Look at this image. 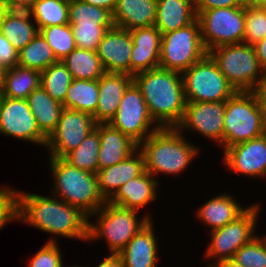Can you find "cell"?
Returning <instances> with one entry per match:
<instances>
[{"label":"cell","mask_w":266,"mask_h":267,"mask_svg":"<svg viewBox=\"0 0 266 267\" xmlns=\"http://www.w3.org/2000/svg\"><path fill=\"white\" fill-rule=\"evenodd\" d=\"M17 219L45 232L88 240V216L57 198L17 192Z\"/></svg>","instance_id":"cell-1"},{"label":"cell","mask_w":266,"mask_h":267,"mask_svg":"<svg viewBox=\"0 0 266 267\" xmlns=\"http://www.w3.org/2000/svg\"><path fill=\"white\" fill-rule=\"evenodd\" d=\"M180 74L158 67L133 76L151 118L160 128L176 127L183 117L187 102Z\"/></svg>","instance_id":"cell-2"},{"label":"cell","mask_w":266,"mask_h":267,"mask_svg":"<svg viewBox=\"0 0 266 267\" xmlns=\"http://www.w3.org/2000/svg\"><path fill=\"white\" fill-rule=\"evenodd\" d=\"M176 127L159 128L139 146L145 159V171L179 173L197 154V148L187 143Z\"/></svg>","instance_id":"cell-3"},{"label":"cell","mask_w":266,"mask_h":267,"mask_svg":"<svg viewBox=\"0 0 266 267\" xmlns=\"http://www.w3.org/2000/svg\"><path fill=\"white\" fill-rule=\"evenodd\" d=\"M55 177V193L61 200L78 207L88 217L96 213L107 201L98 189L97 174L72 166L64 158L51 157Z\"/></svg>","instance_id":"cell-4"},{"label":"cell","mask_w":266,"mask_h":267,"mask_svg":"<svg viewBox=\"0 0 266 267\" xmlns=\"http://www.w3.org/2000/svg\"><path fill=\"white\" fill-rule=\"evenodd\" d=\"M208 54L236 92L254 91L260 87L264 72L253 46L245 43L223 45L209 50Z\"/></svg>","instance_id":"cell-5"},{"label":"cell","mask_w":266,"mask_h":267,"mask_svg":"<svg viewBox=\"0 0 266 267\" xmlns=\"http://www.w3.org/2000/svg\"><path fill=\"white\" fill-rule=\"evenodd\" d=\"M263 134L261 112L255 93L235 92L226 100L223 119L224 148L258 138Z\"/></svg>","instance_id":"cell-6"},{"label":"cell","mask_w":266,"mask_h":267,"mask_svg":"<svg viewBox=\"0 0 266 267\" xmlns=\"http://www.w3.org/2000/svg\"><path fill=\"white\" fill-rule=\"evenodd\" d=\"M137 210L124 209L106 202L97 213L101 214L96 225L88 222V240L106 237L111 254H119L135 234L150 220L149 216L140 222ZM138 221V222H137Z\"/></svg>","instance_id":"cell-7"},{"label":"cell","mask_w":266,"mask_h":267,"mask_svg":"<svg viewBox=\"0 0 266 267\" xmlns=\"http://www.w3.org/2000/svg\"><path fill=\"white\" fill-rule=\"evenodd\" d=\"M181 74L186 102L226 101L236 92L208 53Z\"/></svg>","instance_id":"cell-8"},{"label":"cell","mask_w":266,"mask_h":267,"mask_svg":"<svg viewBox=\"0 0 266 267\" xmlns=\"http://www.w3.org/2000/svg\"><path fill=\"white\" fill-rule=\"evenodd\" d=\"M196 14L207 52L219 46L244 42L245 3L239 7H221Z\"/></svg>","instance_id":"cell-9"},{"label":"cell","mask_w":266,"mask_h":267,"mask_svg":"<svg viewBox=\"0 0 266 267\" xmlns=\"http://www.w3.org/2000/svg\"><path fill=\"white\" fill-rule=\"evenodd\" d=\"M207 53L196 19L186 27L162 34L159 67L182 73Z\"/></svg>","instance_id":"cell-10"},{"label":"cell","mask_w":266,"mask_h":267,"mask_svg":"<svg viewBox=\"0 0 266 267\" xmlns=\"http://www.w3.org/2000/svg\"><path fill=\"white\" fill-rule=\"evenodd\" d=\"M152 122L153 119L143 95L136 84L132 82L125 90L119 108L109 124L140 145L160 128L157 125L155 129H151Z\"/></svg>","instance_id":"cell-11"},{"label":"cell","mask_w":266,"mask_h":267,"mask_svg":"<svg viewBox=\"0 0 266 267\" xmlns=\"http://www.w3.org/2000/svg\"><path fill=\"white\" fill-rule=\"evenodd\" d=\"M96 125L93 115L64 108L55 130L47 138L50 157L64 158L84 141Z\"/></svg>","instance_id":"cell-12"},{"label":"cell","mask_w":266,"mask_h":267,"mask_svg":"<svg viewBox=\"0 0 266 267\" xmlns=\"http://www.w3.org/2000/svg\"><path fill=\"white\" fill-rule=\"evenodd\" d=\"M259 207L251 206L233 222L212 230V241L207 250V257L217 256L218 261L232 259L236 251L249 243L254 237Z\"/></svg>","instance_id":"cell-13"},{"label":"cell","mask_w":266,"mask_h":267,"mask_svg":"<svg viewBox=\"0 0 266 267\" xmlns=\"http://www.w3.org/2000/svg\"><path fill=\"white\" fill-rule=\"evenodd\" d=\"M0 133L43 144L47 137L40 131L27 100L2 96L0 101Z\"/></svg>","instance_id":"cell-14"},{"label":"cell","mask_w":266,"mask_h":267,"mask_svg":"<svg viewBox=\"0 0 266 267\" xmlns=\"http://www.w3.org/2000/svg\"><path fill=\"white\" fill-rule=\"evenodd\" d=\"M226 101L187 102L177 129L192 128L223 144V119Z\"/></svg>","instance_id":"cell-15"},{"label":"cell","mask_w":266,"mask_h":267,"mask_svg":"<svg viewBox=\"0 0 266 267\" xmlns=\"http://www.w3.org/2000/svg\"><path fill=\"white\" fill-rule=\"evenodd\" d=\"M132 46L129 30L114 25L109 28L96 50L105 72L130 75Z\"/></svg>","instance_id":"cell-16"},{"label":"cell","mask_w":266,"mask_h":267,"mask_svg":"<svg viewBox=\"0 0 266 267\" xmlns=\"http://www.w3.org/2000/svg\"><path fill=\"white\" fill-rule=\"evenodd\" d=\"M224 160L231 170L266 176V134L226 148Z\"/></svg>","instance_id":"cell-17"},{"label":"cell","mask_w":266,"mask_h":267,"mask_svg":"<svg viewBox=\"0 0 266 267\" xmlns=\"http://www.w3.org/2000/svg\"><path fill=\"white\" fill-rule=\"evenodd\" d=\"M133 40L130 75L159 67L161 32L153 25L130 31Z\"/></svg>","instance_id":"cell-18"},{"label":"cell","mask_w":266,"mask_h":267,"mask_svg":"<svg viewBox=\"0 0 266 267\" xmlns=\"http://www.w3.org/2000/svg\"><path fill=\"white\" fill-rule=\"evenodd\" d=\"M133 82V76L125 73H104L98 79V106L93 114L97 124L109 123L115 116L125 90Z\"/></svg>","instance_id":"cell-19"},{"label":"cell","mask_w":266,"mask_h":267,"mask_svg":"<svg viewBox=\"0 0 266 267\" xmlns=\"http://www.w3.org/2000/svg\"><path fill=\"white\" fill-rule=\"evenodd\" d=\"M99 131L100 150L98 153V169L116 165L128 159L139 149V145L109 123H99L95 127Z\"/></svg>","instance_id":"cell-20"},{"label":"cell","mask_w":266,"mask_h":267,"mask_svg":"<svg viewBox=\"0 0 266 267\" xmlns=\"http://www.w3.org/2000/svg\"><path fill=\"white\" fill-rule=\"evenodd\" d=\"M145 171V159L141 151L135 158L133 154L126 160L100 169L97 172L98 189L103 198L108 201L117 190Z\"/></svg>","instance_id":"cell-21"},{"label":"cell","mask_w":266,"mask_h":267,"mask_svg":"<svg viewBox=\"0 0 266 267\" xmlns=\"http://www.w3.org/2000/svg\"><path fill=\"white\" fill-rule=\"evenodd\" d=\"M157 0H116L112 12L114 26L133 30L155 24Z\"/></svg>","instance_id":"cell-22"},{"label":"cell","mask_w":266,"mask_h":267,"mask_svg":"<svg viewBox=\"0 0 266 267\" xmlns=\"http://www.w3.org/2000/svg\"><path fill=\"white\" fill-rule=\"evenodd\" d=\"M157 181L144 171L140 176L130 179L122 185L107 201L124 209L137 210L156 198Z\"/></svg>","instance_id":"cell-23"},{"label":"cell","mask_w":266,"mask_h":267,"mask_svg":"<svg viewBox=\"0 0 266 267\" xmlns=\"http://www.w3.org/2000/svg\"><path fill=\"white\" fill-rule=\"evenodd\" d=\"M151 220L143 226L118 254L124 267H154L157 243Z\"/></svg>","instance_id":"cell-24"},{"label":"cell","mask_w":266,"mask_h":267,"mask_svg":"<svg viewBox=\"0 0 266 267\" xmlns=\"http://www.w3.org/2000/svg\"><path fill=\"white\" fill-rule=\"evenodd\" d=\"M196 19L194 0H157L154 26L161 34L186 27Z\"/></svg>","instance_id":"cell-25"},{"label":"cell","mask_w":266,"mask_h":267,"mask_svg":"<svg viewBox=\"0 0 266 267\" xmlns=\"http://www.w3.org/2000/svg\"><path fill=\"white\" fill-rule=\"evenodd\" d=\"M26 100L40 131L48 138L57 126L63 104L54 100L41 85Z\"/></svg>","instance_id":"cell-26"},{"label":"cell","mask_w":266,"mask_h":267,"mask_svg":"<svg viewBox=\"0 0 266 267\" xmlns=\"http://www.w3.org/2000/svg\"><path fill=\"white\" fill-rule=\"evenodd\" d=\"M246 210L247 208H241L231 196L220 195L210 199L197 212L199 218L215 230L233 222Z\"/></svg>","instance_id":"cell-27"},{"label":"cell","mask_w":266,"mask_h":267,"mask_svg":"<svg viewBox=\"0 0 266 267\" xmlns=\"http://www.w3.org/2000/svg\"><path fill=\"white\" fill-rule=\"evenodd\" d=\"M29 11L10 10L2 23L0 32L19 52L22 50L38 33V28L31 23Z\"/></svg>","instance_id":"cell-28"},{"label":"cell","mask_w":266,"mask_h":267,"mask_svg":"<svg viewBox=\"0 0 266 267\" xmlns=\"http://www.w3.org/2000/svg\"><path fill=\"white\" fill-rule=\"evenodd\" d=\"M40 80V71L16 65L7 70L1 94L12 99L26 100L40 86Z\"/></svg>","instance_id":"cell-29"},{"label":"cell","mask_w":266,"mask_h":267,"mask_svg":"<svg viewBox=\"0 0 266 267\" xmlns=\"http://www.w3.org/2000/svg\"><path fill=\"white\" fill-rule=\"evenodd\" d=\"M98 99V80L72 79L63 107L93 115L98 106Z\"/></svg>","instance_id":"cell-30"},{"label":"cell","mask_w":266,"mask_h":267,"mask_svg":"<svg viewBox=\"0 0 266 267\" xmlns=\"http://www.w3.org/2000/svg\"><path fill=\"white\" fill-rule=\"evenodd\" d=\"M71 73L72 79L98 80L105 70L97 53L75 48L61 61Z\"/></svg>","instance_id":"cell-31"},{"label":"cell","mask_w":266,"mask_h":267,"mask_svg":"<svg viewBox=\"0 0 266 267\" xmlns=\"http://www.w3.org/2000/svg\"><path fill=\"white\" fill-rule=\"evenodd\" d=\"M58 62L52 48L38 33L22 50L18 52V65L40 72Z\"/></svg>","instance_id":"cell-32"},{"label":"cell","mask_w":266,"mask_h":267,"mask_svg":"<svg viewBox=\"0 0 266 267\" xmlns=\"http://www.w3.org/2000/svg\"><path fill=\"white\" fill-rule=\"evenodd\" d=\"M68 16L71 26H113L112 14L108 10L83 0H69Z\"/></svg>","instance_id":"cell-33"},{"label":"cell","mask_w":266,"mask_h":267,"mask_svg":"<svg viewBox=\"0 0 266 267\" xmlns=\"http://www.w3.org/2000/svg\"><path fill=\"white\" fill-rule=\"evenodd\" d=\"M68 5L69 0H37L28 11L39 30L49 26L68 24Z\"/></svg>","instance_id":"cell-34"},{"label":"cell","mask_w":266,"mask_h":267,"mask_svg":"<svg viewBox=\"0 0 266 267\" xmlns=\"http://www.w3.org/2000/svg\"><path fill=\"white\" fill-rule=\"evenodd\" d=\"M100 150L99 131L93 129L84 139V141L74 150L69 152L64 159L84 171L94 174L98 172V153Z\"/></svg>","instance_id":"cell-35"},{"label":"cell","mask_w":266,"mask_h":267,"mask_svg":"<svg viewBox=\"0 0 266 267\" xmlns=\"http://www.w3.org/2000/svg\"><path fill=\"white\" fill-rule=\"evenodd\" d=\"M72 82L67 67L58 61L41 72L40 85L56 101L64 103L68 87Z\"/></svg>","instance_id":"cell-36"},{"label":"cell","mask_w":266,"mask_h":267,"mask_svg":"<svg viewBox=\"0 0 266 267\" xmlns=\"http://www.w3.org/2000/svg\"><path fill=\"white\" fill-rule=\"evenodd\" d=\"M39 33L52 48L58 61H62L77 48L71 25H54L39 29Z\"/></svg>","instance_id":"cell-37"},{"label":"cell","mask_w":266,"mask_h":267,"mask_svg":"<svg viewBox=\"0 0 266 267\" xmlns=\"http://www.w3.org/2000/svg\"><path fill=\"white\" fill-rule=\"evenodd\" d=\"M266 37V8L245 4L244 42L253 46Z\"/></svg>","instance_id":"cell-38"},{"label":"cell","mask_w":266,"mask_h":267,"mask_svg":"<svg viewBox=\"0 0 266 267\" xmlns=\"http://www.w3.org/2000/svg\"><path fill=\"white\" fill-rule=\"evenodd\" d=\"M232 259L243 267H266V245L258 236L254 237L241 246Z\"/></svg>","instance_id":"cell-39"},{"label":"cell","mask_w":266,"mask_h":267,"mask_svg":"<svg viewBox=\"0 0 266 267\" xmlns=\"http://www.w3.org/2000/svg\"><path fill=\"white\" fill-rule=\"evenodd\" d=\"M77 48L95 51L112 26H71Z\"/></svg>","instance_id":"cell-40"},{"label":"cell","mask_w":266,"mask_h":267,"mask_svg":"<svg viewBox=\"0 0 266 267\" xmlns=\"http://www.w3.org/2000/svg\"><path fill=\"white\" fill-rule=\"evenodd\" d=\"M61 252L54 240L47 242L32 258L29 267H60Z\"/></svg>","instance_id":"cell-41"},{"label":"cell","mask_w":266,"mask_h":267,"mask_svg":"<svg viewBox=\"0 0 266 267\" xmlns=\"http://www.w3.org/2000/svg\"><path fill=\"white\" fill-rule=\"evenodd\" d=\"M17 219V192L0 189V229L7 222Z\"/></svg>","instance_id":"cell-42"},{"label":"cell","mask_w":266,"mask_h":267,"mask_svg":"<svg viewBox=\"0 0 266 267\" xmlns=\"http://www.w3.org/2000/svg\"><path fill=\"white\" fill-rule=\"evenodd\" d=\"M0 65L7 69L18 65V52L0 32Z\"/></svg>","instance_id":"cell-43"},{"label":"cell","mask_w":266,"mask_h":267,"mask_svg":"<svg viewBox=\"0 0 266 267\" xmlns=\"http://www.w3.org/2000/svg\"><path fill=\"white\" fill-rule=\"evenodd\" d=\"M195 11L201 12L204 10L215 9V8H228V7H239L244 4L243 0H194Z\"/></svg>","instance_id":"cell-44"},{"label":"cell","mask_w":266,"mask_h":267,"mask_svg":"<svg viewBox=\"0 0 266 267\" xmlns=\"http://www.w3.org/2000/svg\"><path fill=\"white\" fill-rule=\"evenodd\" d=\"M260 67L266 72V37L253 45Z\"/></svg>","instance_id":"cell-45"},{"label":"cell","mask_w":266,"mask_h":267,"mask_svg":"<svg viewBox=\"0 0 266 267\" xmlns=\"http://www.w3.org/2000/svg\"><path fill=\"white\" fill-rule=\"evenodd\" d=\"M9 10L28 11L37 0H3Z\"/></svg>","instance_id":"cell-46"},{"label":"cell","mask_w":266,"mask_h":267,"mask_svg":"<svg viewBox=\"0 0 266 267\" xmlns=\"http://www.w3.org/2000/svg\"><path fill=\"white\" fill-rule=\"evenodd\" d=\"M253 92L256 95V99L261 112V121L264 129V134H266V96L259 89L254 90Z\"/></svg>","instance_id":"cell-47"},{"label":"cell","mask_w":266,"mask_h":267,"mask_svg":"<svg viewBox=\"0 0 266 267\" xmlns=\"http://www.w3.org/2000/svg\"><path fill=\"white\" fill-rule=\"evenodd\" d=\"M83 1L94 6L104 8L108 10L111 14L116 6V0H83Z\"/></svg>","instance_id":"cell-48"},{"label":"cell","mask_w":266,"mask_h":267,"mask_svg":"<svg viewBox=\"0 0 266 267\" xmlns=\"http://www.w3.org/2000/svg\"><path fill=\"white\" fill-rule=\"evenodd\" d=\"M97 267H124L122 259L118 254H111L109 257L105 258L101 264Z\"/></svg>","instance_id":"cell-49"},{"label":"cell","mask_w":266,"mask_h":267,"mask_svg":"<svg viewBox=\"0 0 266 267\" xmlns=\"http://www.w3.org/2000/svg\"><path fill=\"white\" fill-rule=\"evenodd\" d=\"M209 267H243V266L236 263L233 259H228L217 262L216 264H212Z\"/></svg>","instance_id":"cell-50"},{"label":"cell","mask_w":266,"mask_h":267,"mask_svg":"<svg viewBox=\"0 0 266 267\" xmlns=\"http://www.w3.org/2000/svg\"><path fill=\"white\" fill-rule=\"evenodd\" d=\"M245 4L250 6L266 8V0H243Z\"/></svg>","instance_id":"cell-51"},{"label":"cell","mask_w":266,"mask_h":267,"mask_svg":"<svg viewBox=\"0 0 266 267\" xmlns=\"http://www.w3.org/2000/svg\"><path fill=\"white\" fill-rule=\"evenodd\" d=\"M8 6L4 3L3 0H0V24L4 20L6 14L9 12Z\"/></svg>","instance_id":"cell-52"},{"label":"cell","mask_w":266,"mask_h":267,"mask_svg":"<svg viewBox=\"0 0 266 267\" xmlns=\"http://www.w3.org/2000/svg\"><path fill=\"white\" fill-rule=\"evenodd\" d=\"M7 68L3 65H0V92L2 91L4 80L6 77Z\"/></svg>","instance_id":"cell-53"},{"label":"cell","mask_w":266,"mask_h":267,"mask_svg":"<svg viewBox=\"0 0 266 267\" xmlns=\"http://www.w3.org/2000/svg\"><path fill=\"white\" fill-rule=\"evenodd\" d=\"M258 89L266 96V72L263 74L262 82Z\"/></svg>","instance_id":"cell-54"},{"label":"cell","mask_w":266,"mask_h":267,"mask_svg":"<svg viewBox=\"0 0 266 267\" xmlns=\"http://www.w3.org/2000/svg\"><path fill=\"white\" fill-rule=\"evenodd\" d=\"M62 265H63V264H61V266H60V267H63ZM69 267H81V266H69Z\"/></svg>","instance_id":"cell-55"}]
</instances>
